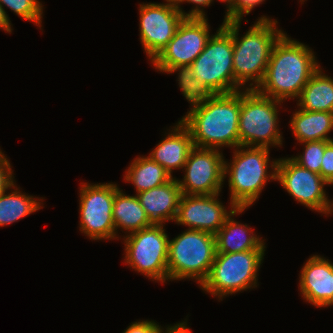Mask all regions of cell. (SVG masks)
<instances>
[{"instance_id": "1", "label": "cell", "mask_w": 333, "mask_h": 333, "mask_svg": "<svg viewBox=\"0 0 333 333\" xmlns=\"http://www.w3.org/2000/svg\"><path fill=\"white\" fill-rule=\"evenodd\" d=\"M319 67L313 50L284 32L275 42L264 78L255 90L281 102L297 100Z\"/></svg>"}, {"instance_id": "2", "label": "cell", "mask_w": 333, "mask_h": 333, "mask_svg": "<svg viewBox=\"0 0 333 333\" xmlns=\"http://www.w3.org/2000/svg\"><path fill=\"white\" fill-rule=\"evenodd\" d=\"M241 22L242 20L231 21L234 92L258 87L264 78L272 48L284 33L282 29H278L276 19L264 15L240 38ZM246 83L249 86L246 87Z\"/></svg>"}, {"instance_id": "3", "label": "cell", "mask_w": 333, "mask_h": 333, "mask_svg": "<svg viewBox=\"0 0 333 333\" xmlns=\"http://www.w3.org/2000/svg\"><path fill=\"white\" fill-rule=\"evenodd\" d=\"M240 109L241 90L216 94L207 104L184 115L180 121L189 129L195 147L235 149L240 146Z\"/></svg>"}, {"instance_id": "4", "label": "cell", "mask_w": 333, "mask_h": 333, "mask_svg": "<svg viewBox=\"0 0 333 333\" xmlns=\"http://www.w3.org/2000/svg\"><path fill=\"white\" fill-rule=\"evenodd\" d=\"M269 154L267 147L238 146L233 149L230 162L224 159V181L229 177V209L249 208L259 198L267 181H276L278 159L271 161Z\"/></svg>"}, {"instance_id": "5", "label": "cell", "mask_w": 333, "mask_h": 333, "mask_svg": "<svg viewBox=\"0 0 333 333\" xmlns=\"http://www.w3.org/2000/svg\"><path fill=\"white\" fill-rule=\"evenodd\" d=\"M216 253L214 234L186 229L169 239L168 281L193 279L201 285L210 272Z\"/></svg>"}, {"instance_id": "6", "label": "cell", "mask_w": 333, "mask_h": 333, "mask_svg": "<svg viewBox=\"0 0 333 333\" xmlns=\"http://www.w3.org/2000/svg\"><path fill=\"white\" fill-rule=\"evenodd\" d=\"M266 250L216 253L207 278L199 286L219 300L258 285V271Z\"/></svg>"}, {"instance_id": "7", "label": "cell", "mask_w": 333, "mask_h": 333, "mask_svg": "<svg viewBox=\"0 0 333 333\" xmlns=\"http://www.w3.org/2000/svg\"><path fill=\"white\" fill-rule=\"evenodd\" d=\"M281 103L283 102L261 95L255 89L241 90L238 123L240 146H283L278 120Z\"/></svg>"}, {"instance_id": "8", "label": "cell", "mask_w": 333, "mask_h": 333, "mask_svg": "<svg viewBox=\"0 0 333 333\" xmlns=\"http://www.w3.org/2000/svg\"><path fill=\"white\" fill-rule=\"evenodd\" d=\"M191 67L195 71V78L216 94L234 92L231 21L222 22Z\"/></svg>"}, {"instance_id": "9", "label": "cell", "mask_w": 333, "mask_h": 333, "mask_svg": "<svg viewBox=\"0 0 333 333\" xmlns=\"http://www.w3.org/2000/svg\"><path fill=\"white\" fill-rule=\"evenodd\" d=\"M165 224L152 226L123 237L124 262L152 281H168L169 236Z\"/></svg>"}, {"instance_id": "10", "label": "cell", "mask_w": 333, "mask_h": 333, "mask_svg": "<svg viewBox=\"0 0 333 333\" xmlns=\"http://www.w3.org/2000/svg\"><path fill=\"white\" fill-rule=\"evenodd\" d=\"M79 230L91 240H115L113 201L116 183H80Z\"/></svg>"}, {"instance_id": "11", "label": "cell", "mask_w": 333, "mask_h": 333, "mask_svg": "<svg viewBox=\"0 0 333 333\" xmlns=\"http://www.w3.org/2000/svg\"><path fill=\"white\" fill-rule=\"evenodd\" d=\"M210 28L207 17H185L173 38L151 64L162 73L173 67L191 65L212 36Z\"/></svg>"}, {"instance_id": "12", "label": "cell", "mask_w": 333, "mask_h": 333, "mask_svg": "<svg viewBox=\"0 0 333 333\" xmlns=\"http://www.w3.org/2000/svg\"><path fill=\"white\" fill-rule=\"evenodd\" d=\"M183 179L177 178L182 194H220L224 183V155L220 150L195 147L183 167Z\"/></svg>"}, {"instance_id": "13", "label": "cell", "mask_w": 333, "mask_h": 333, "mask_svg": "<svg viewBox=\"0 0 333 333\" xmlns=\"http://www.w3.org/2000/svg\"><path fill=\"white\" fill-rule=\"evenodd\" d=\"M276 181L298 203L312 211L328 215L329 201L324 186L329 185L320 174L305 169L290 157L279 158Z\"/></svg>"}, {"instance_id": "14", "label": "cell", "mask_w": 333, "mask_h": 333, "mask_svg": "<svg viewBox=\"0 0 333 333\" xmlns=\"http://www.w3.org/2000/svg\"><path fill=\"white\" fill-rule=\"evenodd\" d=\"M139 5L140 41L152 62L173 38L185 16L178 8L167 4Z\"/></svg>"}, {"instance_id": "15", "label": "cell", "mask_w": 333, "mask_h": 333, "mask_svg": "<svg viewBox=\"0 0 333 333\" xmlns=\"http://www.w3.org/2000/svg\"><path fill=\"white\" fill-rule=\"evenodd\" d=\"M220 194H182L175 223L199 231L216 234L226 219L235 211L227 210L219 200Z\"/></svg>"}, {"instance_id": "16", "label": "cell", "mask_w": 333, "mask_h": 333, "mask_svg": "<svg viewBox=\"0 0 333 333\" xmlns=\"http://www.w3.org/2000/svg\"><path fill=\"white\" fill-rule=\"evenodd\" d=\"M303 299L318 308L333 306V263L320 255L306 260L299 274Z\"/></svg>"}, {"instance_id": "17", "label": "cell", "mask_w": 333, "mask_h": 333, "mask_svg": "<svg viewBox=\"0 0 333 333\" xmlns=\"http://www.w3.org/2000/svg\"><path fill=\"white\" fill-rule=\"evenodd\" d=\"M168 130L164 139L153 148L148 156L172 176V171L183 169L191 150L194 148V143L189 129L180 120L172 130Z\"/></svg>"}, {"instance_id": "18", "label": "cell", "mask_w": 333, "mask_h": 333, "mask_svg": "<svg viewBox=\"0 0 333 333\" xmlns=\"http://www.w3.org/2000/svg\"><path fill=\"white\" fill-rule=\"evenodd\" d=\"M141 206L153 224L175 221L182 191L173 177L169 182L136 194Z\"/></svg>"}, {"instance_id": "19", "label": "cell", "mask_w": 333, "mask_h": 333, "mask_svg": "<svg viewBox=\"0 0 333 333\" xmlns=\"http://www.w3.org/2000/svg\"><path fill=\"white\" fill-rule=\"evenodd\" d=\"M246 209L248 208H236L215 234L217 253L266 250L265 239L257 236L247 224L235 221L234 216L243 213Z\"/></svg>"}, {"instance_id": "20", "label": "cell", "mask_w": 333, "mask_h": 333, "mask_svg": "<svg viewBox=\"0 0 333 333\" xmlns=\"http://www.w3.org/2000/svg\"><path fill=\"white\" fill-rule=\"evenodd\" d=\"M290 128L299 143L307 141H333V113L325 111L295 110L290 117Z\"/></svg>"}, {"instance_id": "21", "label": "cell", "mask_w": 333, "mask_h": 333, "mask_svg": "<svg viewBox=\"0 0 333 333\" xmlns=\"http://www.w3.org/2000/svg\"><path fill=\"white\" fill-rule=\"evenodd\" d=\"M113 221L115 224L116 240L119 238L118 229L125 233V236L148 228L153 223L147 217L139 198L127 195L122 189L115 193L113 201ZM128 231V232H127Z\"/></svg>"}, {"instance_id": "22", "label": "cell", "mask_w": 333, "mask_h": 333, "mask_svg": "<svg viewBox=\"0 0 333 333\" xmlns=\"http://www.w3.org/2000/svg\"><path fill=\"white\" fill-rule=\"evenodd\" d=\"M322 71L319 67L302 89L296 100L299 109L333 113V78Z\"/></svg>"}, {"instance_id": "23", "label": "cell", "mask_w": 333, "mask_h": 333, "mask_svg": "<svg viewBox=\"0 0 333 333\" xmlns=\"http://www.w3.org/2000/svg\"><path fill=\"white\" fill-rule=\"evenodd\" d=\"M172 178L173 176L165 168L149 156L133 159L124 175L125 182L134 185L136 194L163 185Z\"/></svg>"}, {"instance_id": "24", "label": "cell", "mask_w": 333, "mask_h": 333, "mask_svg": "<svg viewBox=\"0 0 333 333\" xmlns=\"http://www.w3.org/2000/svg\"><path fill=\"white\" fill-rule=\"evenodd\" d=\"M42 201L43 198L22 193L15 181L8 190L0 194V227L13 224L42 209Z\"/></svg>"}, {"instance_id": "25", "label": "cell", "mask_w": 333, "mask_h": 333, "mask_svg": "<svg viewBox=\"0 0 333 333\" xmlns=\"http://www.w3.org/2000/svg\"><path fill=\"white\" fill-rule=\"evenodd\" d=\"M175 72L178 74L177 81H179L178 85L181 92L191 105L187 114L207 104L216 95L207 85L195 78V71L191 65L173 67L166 73L171 74Z\"/></svg>"}, {"instance_id": "26", "label": "cell", "mask_w": 333, "mask_h": 333, "mask_svg": "<svg viewBox=\"0 0 333 333\" xmlns=\"http://www.w3.org/2000/svg\"><path fill=\"white\" fill-rule=\"evenodd\" d=\"M0 4L9 21L10 17L5 11V6L21 17V19L35 23L42 30L44 7L39 0H0Z\"/></svg>"}, {"instance_id": "27", "label": "cell", "mask_w": 333, "mask_h": 333, "mask_svg": "<svg viewBox=\"0 0 333 333\" xmlns=\"http://www.w3.org/2000/svg\"><path fill=\"white\" fill-rule=\"evenodd\" d=\"M330 141H307L300 143L304 145L302 154L290 157L299 166L320 174L325 146Z\"/></svg>"}, {"instance_id": "28", "label": "cell", "mask_w": 333, "mask_h": 333, "mask_svg": "<svg viewBox=\"0 0 333 333\" xmlns=\"http://www.w3.org/2000/svg\"><path fill=\"white\" fill-rule=\"evenodd\" d=\"M265 0H236L234 8L224 16L225 21L243 20L244 15L250 14L255 6H259Z\"/></svg>"}, {"instance_id": "29", "label": "cell", "mask_w": 333, "mask_h": 333, "mask_svg": "<svg viewBox=\"0 0 333 333\" xmlns=\"http://www.w3.org/2000/svg\"><path fill=\"white\" fill-rule=\"evenodd\" d=\"M5 156L4 152L0 149V194L8 190L15 182L10 160Z\"/></svg>"}, {"instance_id": "30", "label": "cell", "mask_w": 333, "mask_h": 333, "mask_svg": "<svg viewBox=\"0 0 333 333\" xmlns=\"http://www.w3.org/2000/svg\"><path fill=\"white\" fill-rule=\"evenodd\" d=\"M320 175L329 184V186L333 185V141H330L325 146Z\"/></svg>"}, {"instance_id": "31", "label": "cell", "mask_w": 333, "mask_h": 333, "mask_svg": "<svg viewBox=\"0 0 333 333\" xmlns=\"http://www.w3.org/2000/svg\"><path fill=\"white\" fill-rule=\"evenodd\" d=\"M163 327L154 320H139L130 323L122 333H160Z\"/></svg>"}, {"instance_id": "32", "label": "cell", "mask_w": 333, "mask_h": 333, "mask_svg": "<svg viewBox=\"0 0 333 333\" xmlns=\"http://www.w3.org/2000/svg\"><path fill=\"white\" fill-rule=\"evenodd\" d=\"M183 2H187L189 4L193 3L196 5L195 7L191 8L188 13H186V17L205 18L206 14L203 8L206 6L209 7L213 0H182V3Z\"/></svg>"}, {"instance_id": "33", "label": "cell", "mask_w": 333, "mask_h": 333, "mask_svg": "<svg viewBox=\"0 0 333 333\" xmlns=\"http://www.w3.org/2000/svg\"><path fill=\"white\" fill-rule=\"evenodd\" d=\"M187 325V320L185 318V321L182 320V322H178L172 326L171 324L170 326L167 325V328L165 327L166 330L163 328L160 333H191L189 325Z\"/></svg>"}, {"instance_id": "34", "label": "cell", "mask_w": 333, "mask_h": 333, "mask_svg": "<svg viewBox=\"0 0 333 333\" xmlns=\"http://www.w3.org/2000/svg\"><path fill=\"white\" fill-rule=\"evenodd\" d=\"M12 24L11 21L8 20L3 7L0 4V29L6 31V33H12Z\"/></svg>"}, {"instance_id": "35", "label": "cell", "mask_w": 333, "mask_h": 333, "mask_svg": "<svg viewBox=\"0 0 333 333\" xmlns=\"http://www.w3.org/2000/svg\"><path fill=\"white\" fill-rule=\"evenodd\" d=\"M165 1L167 3H160V4H167L169 6L178 8L180 10V12L186 17V12L184 10H182L183 8H181L182 0H165Z\"/></svg>"}, {"instance_id": "36", "label": "cell", "mask_w": 333, "mask_h": 333, "mask_svg": "<svg viewBox=\"0 0 333 333\" xmlns=\"http://www.w3.org/2000/svg\"><path fill=\"white\" fill-rule=\"evenodd\" d=\"M214 1V0H213ZM220 2H225L227 10L225 16L234 8L236 0H219Z\"/></svg>"}, {"instance_id": "37", "label": "cell", "mask_w": 333, "mask_h": 333, "mask_svg": "<svg viewBox=\"0 0 333 333\" xmlns=\"http://www.w3.org/2000/svg\"><path fill=\"white\" fill-rule=\"evenodd\" d=\"M333 213V200L329 201V209H328V215L332 214Z\"/></svg>"}]
</instances>
